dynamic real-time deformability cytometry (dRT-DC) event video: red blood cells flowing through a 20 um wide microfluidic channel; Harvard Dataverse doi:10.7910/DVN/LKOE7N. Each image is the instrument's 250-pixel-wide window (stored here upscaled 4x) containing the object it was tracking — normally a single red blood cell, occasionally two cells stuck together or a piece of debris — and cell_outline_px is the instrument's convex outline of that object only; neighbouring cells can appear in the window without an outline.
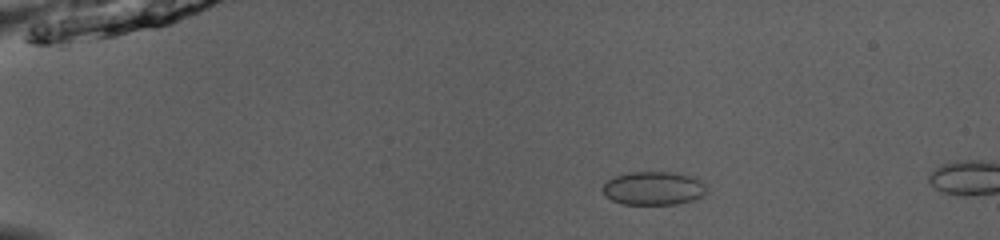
{"species": "common noctule bat (a hibernating species)", "species_latin": "Nyctalus noctula", "temperature_condition": "room temperature", "stored_images_in_passage": 18, "camera_frame_rate_fps": 3000, "um_per_image_px": 0.085, "animal": {"sex": "male", "body_mass_g": 13.0, "forearm_length_mm": 53.1}, "frame": {"image": 1, "passage_image": 11, "time_ms": 3.333, "image_size_px": [1000, 240], "cell_outline_px": [[708, 192], [704, 196], [692, 200], [676, 204], [620, 204], [612, 200], [600, 188], [608, 180], [616, 176], [628, 172], [672, 172], [692, 176], [704, 180], [708, 184]], "centroid_in_image_um": [55.63, 16.0], "position_along_channel_um": 29.4, "area_um2": 20.63}}